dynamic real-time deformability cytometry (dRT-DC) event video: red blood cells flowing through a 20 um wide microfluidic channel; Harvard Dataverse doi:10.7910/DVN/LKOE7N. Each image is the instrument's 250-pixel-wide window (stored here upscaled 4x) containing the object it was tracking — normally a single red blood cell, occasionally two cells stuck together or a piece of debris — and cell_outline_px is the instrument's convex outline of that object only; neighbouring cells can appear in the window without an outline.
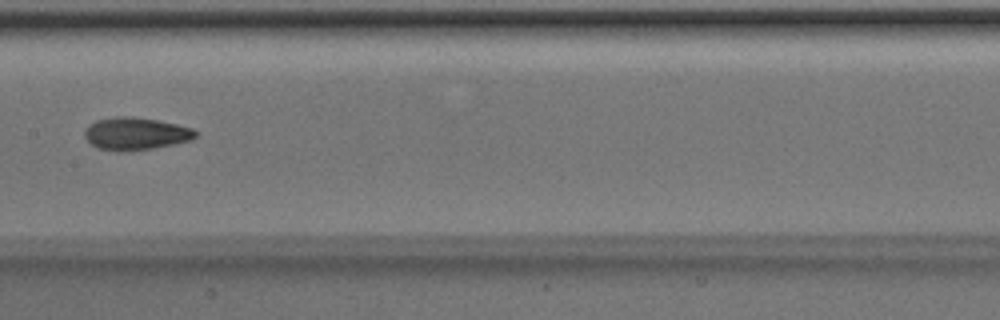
{"species": "Egyptian fruit bat (a non-hibernating species)", "species_latin": "Rousettus aegyptiacus", "temperature_condition": "room temperature", "stored_images_in_passage": 6, "camera_frame_rate_fps": 3000, "um_per_image_px": 0.085, "animal": {"sex": "male"}, "frame": {"image": 1, "passage_image": 6, "time_ms": 1.667, "image_size_px": [1000, 320], "cell_outline_px": [[196, 136], [192, 140], [152, 148], [120, 152], [96, 148], [84, 136], [84, 128], [88, 124], [96, 120], [116, 116], [132, 116], [156, 120], [176, 124], [192, 128], [196, 132]], "centroid_in_image_um": [11.48, 11.36], "position_along_channel_um": 195.9, "area_um2": 21.04}}